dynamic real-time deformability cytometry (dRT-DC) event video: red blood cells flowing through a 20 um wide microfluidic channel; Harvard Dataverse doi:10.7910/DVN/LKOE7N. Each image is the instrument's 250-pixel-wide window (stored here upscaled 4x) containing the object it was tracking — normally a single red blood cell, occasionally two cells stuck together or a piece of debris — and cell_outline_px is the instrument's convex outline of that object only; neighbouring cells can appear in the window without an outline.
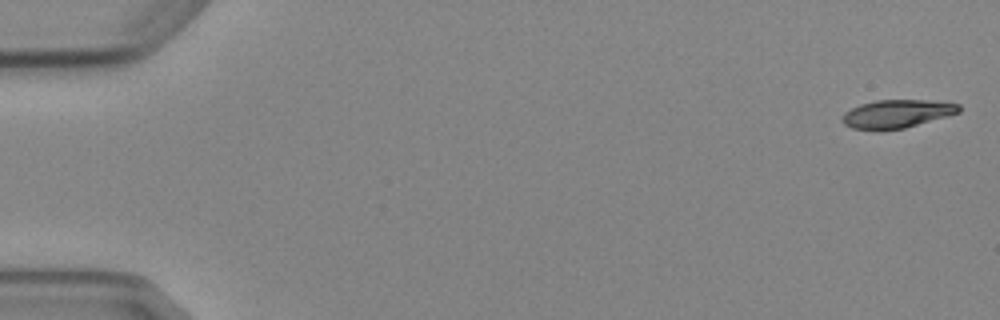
{"species": "Egyptian fruit bat (a non-hibernating species)", "species_latin": "Rousettus aegyptiacus", "temperature_condition": "cold", "stored_images_in_passage": 5, "camera_frame_rate_fps": 3000, "um_per_image_px": 0.085, "animal": {"sex": "female"}, "frame": {"image": 1, "passage_image": 1, "time_ms": 0.0, "image_size_px": [1000, 320], "cell_outline_px": [[960, 112], [948, 116], [904, 128], [880, 132], [876, 132], [852, 128], [844, 124], [840, 120], [844, 112], [860, 104], [876, 100], [928, 100], [960, 104]], "centroid_in_image_um": [76.18, 9.7], "position_along_channel_um": 8.8, "area_um2": 19.59}}
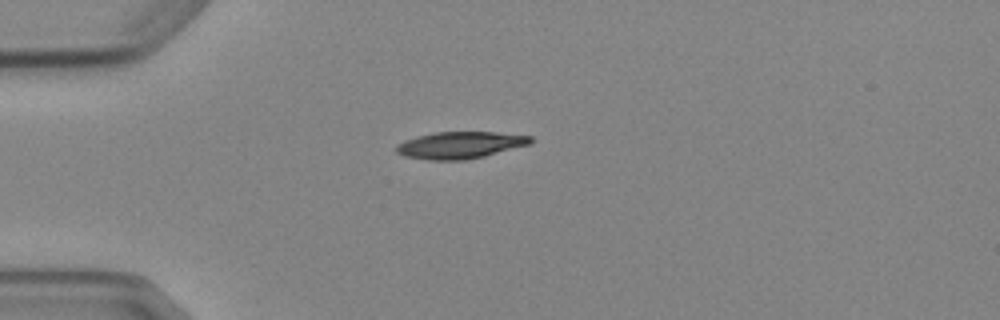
{"frame": {"image": 2, "passage_image": 4, "time_ms": 4.333, "image_size_px": [1000, 320], "cell_outline_px": [[532, 144], [468, 160], [428, 160], [404, 156], [396, 152], [396, 144], [404, 140], [416, 136], [436, 132], [496, 132], [532, 136]], "centroid_in_image_um": [39.1, 12.33], "position_along_channel_um": 45.9, "area_um2": 21.21}}